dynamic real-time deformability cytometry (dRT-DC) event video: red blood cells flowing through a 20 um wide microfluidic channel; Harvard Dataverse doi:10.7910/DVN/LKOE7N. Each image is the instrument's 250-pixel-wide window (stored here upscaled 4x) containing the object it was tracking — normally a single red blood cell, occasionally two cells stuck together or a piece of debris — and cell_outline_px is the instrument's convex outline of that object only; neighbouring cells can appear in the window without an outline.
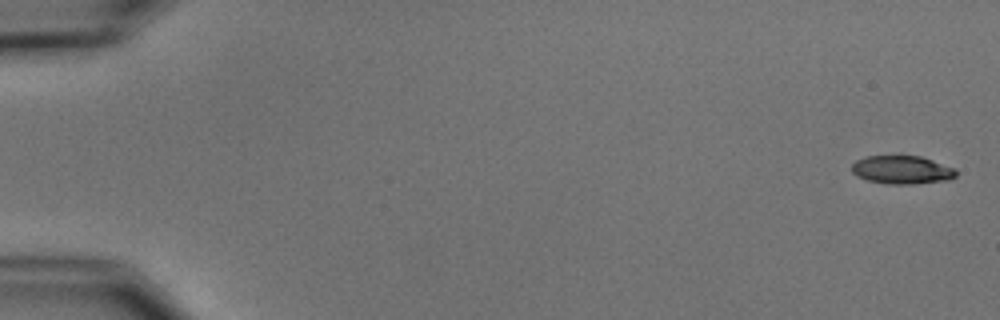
{"species": "common noctule bat (a hibernating species)", "species_latin": "Nyctalus noctula", "temperature_condition": "cold", "stored_images_in_passage": 8, "camera_frame_rate_fps": 3000, "um_per_image_px": 0.085, "animal": {"sex": "male", "body_mass_g": 15.6}, "frame": {"image": 1, "passage_image": 1, "time_ms": 0.0, "image_size_px": [1000, 320], "cell_outline_px": [[956, 176], [948, 180], [912, 184], [888, 184], [868, 180], [856, 176], [852, 172], [852, 164], [856, 160], [864, 156], [900, 152], [920, 156], [956, 168]], "centroid_in_image_um": [76.63, 14.38], "position_along_channel_um": 8.4, "area_um2": 18.03}}